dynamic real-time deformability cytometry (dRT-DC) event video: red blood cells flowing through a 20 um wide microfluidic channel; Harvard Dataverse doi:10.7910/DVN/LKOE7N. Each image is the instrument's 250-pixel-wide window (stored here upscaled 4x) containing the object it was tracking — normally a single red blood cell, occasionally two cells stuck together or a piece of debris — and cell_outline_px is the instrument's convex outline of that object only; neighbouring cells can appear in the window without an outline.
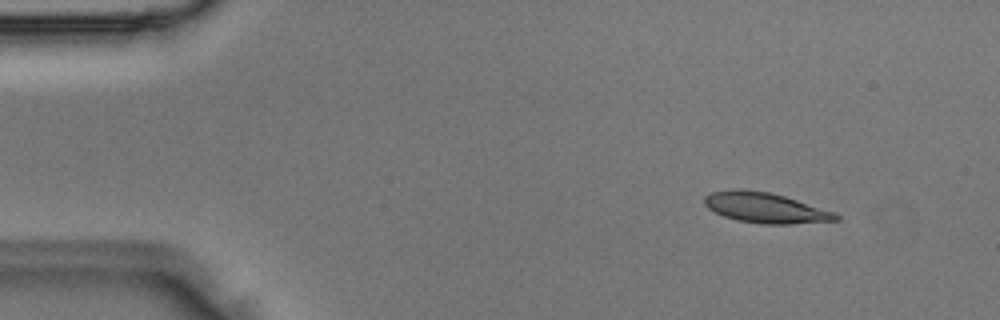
{"species": "Egyptian fruit bat (a non-hibernating species)", "species_latin": "Rousettus aegyptiacus", "temperature_condition": "room temperature", "stored_images_in_passage": 5, "camera_frame_rate_fps": 3000, "um_per_image_px": 0.085, "animal": {"sex": "male"}, "frame": {"image": 1, "passage_image": 2, "time_ms": 0.333, "image_size_px": [1000, 320], "cell_outline_px": [[840, 220], [788, 224], [760, 224], [736, 220], [724, 216], [708, 208], [704, 204], [704, 196], [712, 192], [732, 188], [744, 188], [768, 192], [784, 196], [836, 212], [840, 216]], "centroid_in_image_um": [65.04, 17.65], "position_along_channel_um": 20.0, "area_um2": 23.41}}